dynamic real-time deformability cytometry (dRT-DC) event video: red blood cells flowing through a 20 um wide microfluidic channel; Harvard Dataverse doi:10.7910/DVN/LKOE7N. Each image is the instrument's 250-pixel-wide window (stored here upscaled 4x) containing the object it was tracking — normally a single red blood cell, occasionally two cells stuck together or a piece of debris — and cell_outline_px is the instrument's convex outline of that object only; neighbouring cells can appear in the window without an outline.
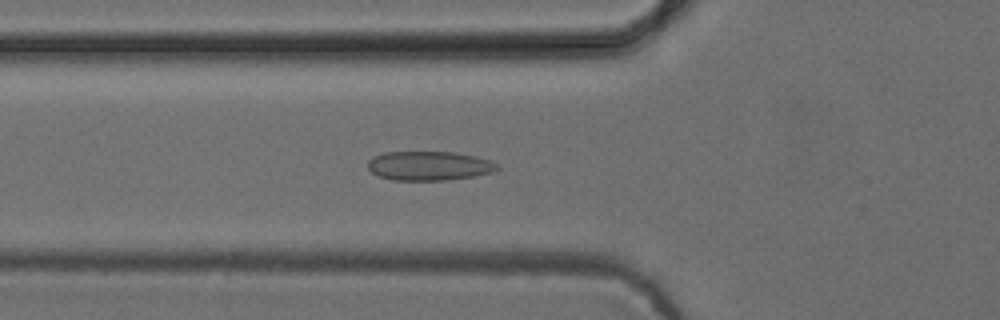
{"species": "common noctule bat (a hibernating species)", "species_latin": "Nyctalus noctula", "temperature_condition": "cold", "stored_images_in_passage": 47, "camera_frame_rate_fps": 3000, "um_per_image_px": 0.085, "animal": {"sex": "female", "body_mass_g": 24.6, "forearm_length_mm": 56.2}, "frame": {"image": 1, "passage_image": 14, "time_ms": 4.333, "image_size_px": [1000, 320], "cell_outline_px": [[500, 168], [492, 172], [476, 176], [444, 180], [392, 180], [380, 176], [372, 172], [368, 168], [368, 160], [384, 152], [452, 152], [476, 156], [488, 160], [496, 164]], "centroid_in_image_um": [36.47, 14.1], "position_along_channel_um": 89.3, "area_um2": 21.85}}
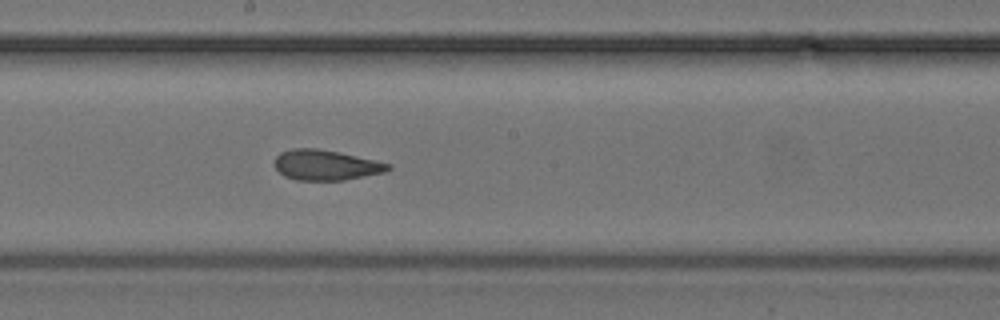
{"frame": {"image": 2, "passage_image": 24, "time_ms": 7.667, "image_size_px": [1000, 320], "cell_outline_px": [[392, 168], [384, 172], [344, 180], [296, 180], [284, 176], [276, 168], [276, 156], [280, 152], [292, 148], [316, 148], [376, 160], [392, 164]], "centroid_in_image_um": [27.7, 14.03], "position_along_channel_um": 220.5, "area_um2": 19.88}}
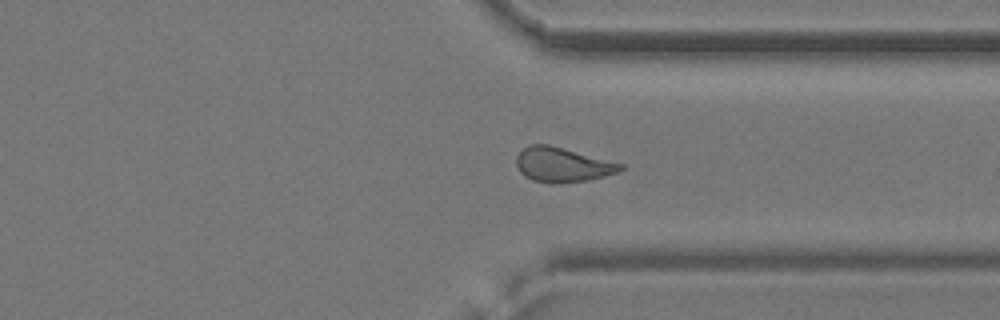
{"frame": {"image": 3, "passage_image": 35, "time_ms": 11.333, "image_size_px": [1000, 320], "cell_outline_px": [[624, 168], [620, 172], [588, 180], [532, 180], [524, 176], [520, 172], [516, 164], [516, 156], [528, 144], [548, 144], [624, 164]], "centroid_in_image_um": [47.81, 13.95], "position_along_channel_um": 363.6, "area_um2": 20.23}, "authors_computed_cell_mechanics": {"area_um2": 21.1548, "velocity_mm_per_s": 3.9139, "shape_relaxation_time_tau1_ms": null, "shape_relaxation_time_tau2_ms": 1.5053, "deformation_change_tau1": null, "deformation_change_tau2": 0.0792}}